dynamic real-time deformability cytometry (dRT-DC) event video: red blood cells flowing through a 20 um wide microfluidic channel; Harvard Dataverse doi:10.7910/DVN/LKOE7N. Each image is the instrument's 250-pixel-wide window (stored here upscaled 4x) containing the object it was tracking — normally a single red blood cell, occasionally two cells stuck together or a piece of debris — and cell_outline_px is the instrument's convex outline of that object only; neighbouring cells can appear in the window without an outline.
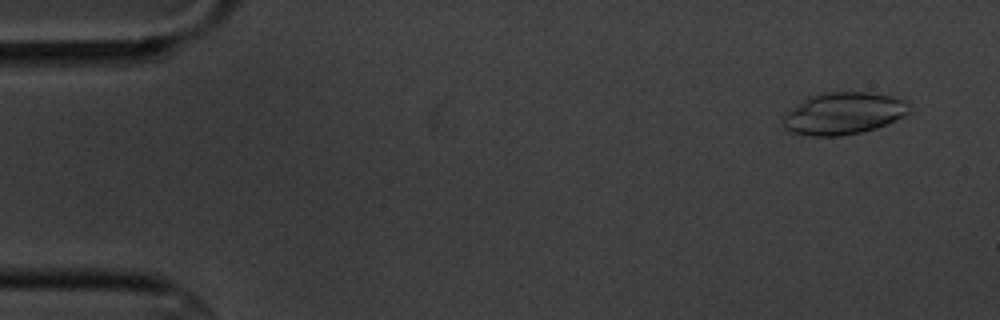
{"species": "common noctule bat (a hibernating species)", "species_latin": "Nyctalus noctula", "temperature_condition": "cold", "stored_images_in_passage": 11, "camera_frame_rate_fps": 3000, "um_per_image_px": 0.085, "animal": {"sex": "male", "body_mass_g": 20.1, "forearm_length_mm": 53.5}, "frame": {"image": 1, "passage_image": 2, "time_ms": 1.0, "image_size_px": [1000, 320], "cell_outline_px": [[912, 112], [904, 116], [876, 128], [860, 132], [840, 136], [808, 136], [784, 132], [780, 124], [784, 116], [788, 112], [808, 96], [824, 92], [868, 92], [892, 96], [904, 100], [908, 104]], "centroid_in_image_um": [71.65, 9.65], "position_along_channel_um": 13.4, "area_um2": 31.27}}
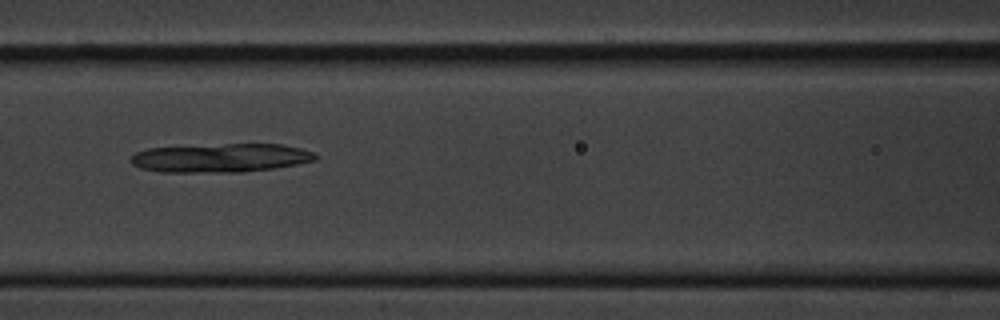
{"frame": {"image": 2, "passage_image": 8, "time_ms": 8.0, "image_size_px": [1000, 320], "cell_outline_px": [[320, 156], [316, 160], [296, 164], [272, 168], [244, 172], [160, 172], [140, 168], [132, 164], [128, 160], [128, 156], [136, 152], [148, 148], [224, 144], [280, 144], [300, 148], [312, 152]], "centroid_in_image_um": [18.71, 13.42], "position_along_channel_um": 147.9, "area_um2": 31.04}}
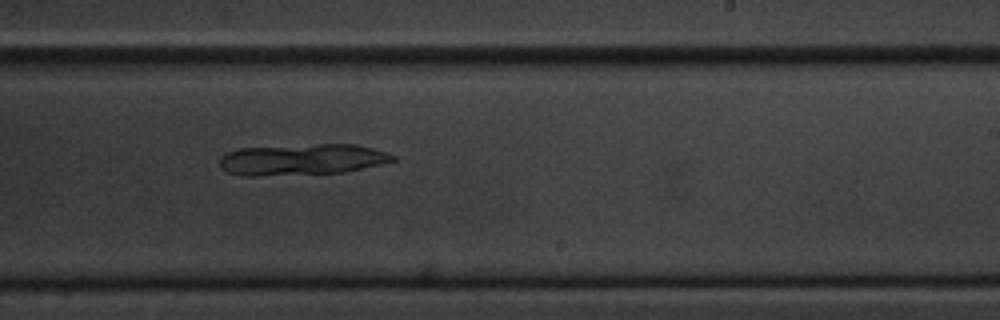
{"frame": {"image": 3, "passage_image": 11, "time_ms": 11.333, "image_size_px": [1000, 320], "cell_outline_px": [[396, 160], [384, 164], [344, 172], [256, 176], [244, 176], [228, 172], [220, 168], [220, 156], [228, 152], [240, 148], [316, 144], [356, 144], [372, 148], [396, 156]], "centroid_in_image_um": [25.68, 13.56], "position_along_channel_um": 263.3, "area_um2": 31.5}}